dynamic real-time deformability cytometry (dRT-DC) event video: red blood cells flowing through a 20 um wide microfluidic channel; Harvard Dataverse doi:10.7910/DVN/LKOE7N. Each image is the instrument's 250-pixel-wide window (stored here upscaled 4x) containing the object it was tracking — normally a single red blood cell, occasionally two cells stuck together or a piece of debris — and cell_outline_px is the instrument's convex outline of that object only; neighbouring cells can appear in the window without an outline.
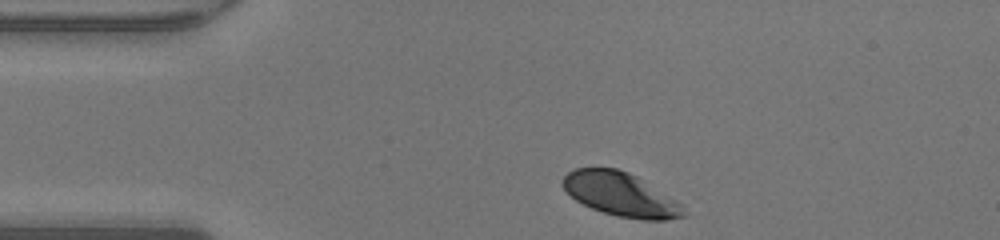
{"species": "human", "species_latin": "Homo sapiens", "temperature_condition": "warm", "stored_images_in_passage": 39, "camera_frame_rate_fps": 3000, "um_per_image_px": 0.085, "donor": {"sex": "male"}, "frame": {"image": 1, "passage_image": 1, "time_ms": 0.0, "image_size_px": [1000, 240], "cell_outline_px": [[684, 216], [664, 220], [644, 220], [616, 216], [592, 208], [576, 200], [564, 188], [560, 180], [568, 172], [576, 168], [616, 168], [628, 172], [636, 176], [684, 204]], "centroid_in_image_um": [52.77, 16.52], "position_along_channel_um": 32.2, "area_um2": 30.63}}
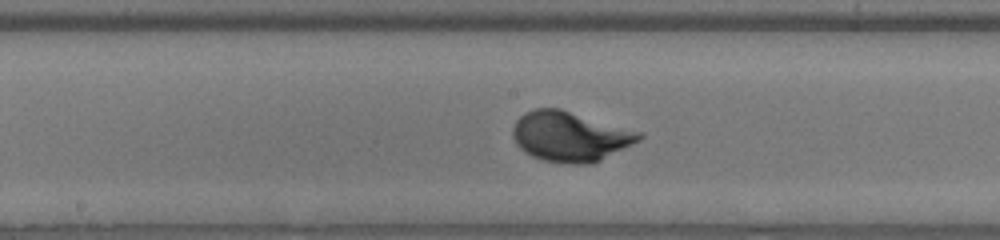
{"frame": {"image": 2, "passage_image": 16, "time_ms": 5.0, "image_size_px": [1000, 240], "cell_outline_px": [[644, 136], [640, 140], [592, 164], [572, 164], [544, 160], [532, 156], [524, 152], [516, 144], [512, 136], [512, 128], [516, 120], [524, 112], [536, 108], [560, 108], [644, 132]], "centroid_in_image_um": [48.46, 11.58], "position_along_channel_um": 199.7, "area_um2": 36.99}}
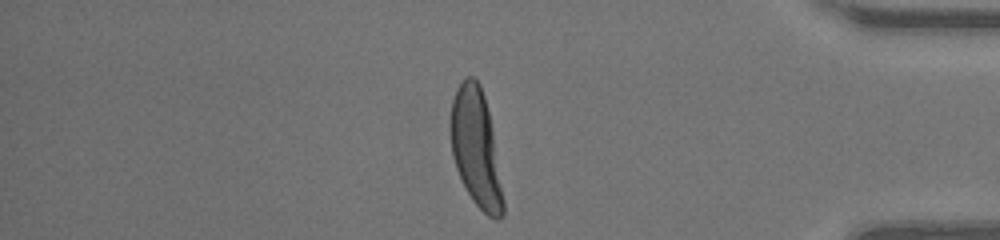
{"frame": {"image": 3, "passage_image": 32, "time_ms": 10.333, "image_size_px": [1000, 240], "cell_outline_px": [[504, 216], [500, 220], [496, 220], [488, 216], [472, 200], [456, 168], [452, 156], [452, 100], [456, 88], [464, 76], [472, 76], [480, 84], [484, 96], [488, 112], [492, 132], [504, 200]], "centroid_in_image_um": [40.47, 12.6], "position_along_channel_um": 394.7, "area_um2": 35.26}, "authors_computed_cell_mechanics": {"area_um2": 35.6626, "velocity_mm_per_s": 4.2998, "shape_relaxation_time_tau1_ms": 2.549, "shape_relaxation_time_tau2_ms": null, "deformation_change_tau1": 0.1991, "deformation_change_tau2": null}}